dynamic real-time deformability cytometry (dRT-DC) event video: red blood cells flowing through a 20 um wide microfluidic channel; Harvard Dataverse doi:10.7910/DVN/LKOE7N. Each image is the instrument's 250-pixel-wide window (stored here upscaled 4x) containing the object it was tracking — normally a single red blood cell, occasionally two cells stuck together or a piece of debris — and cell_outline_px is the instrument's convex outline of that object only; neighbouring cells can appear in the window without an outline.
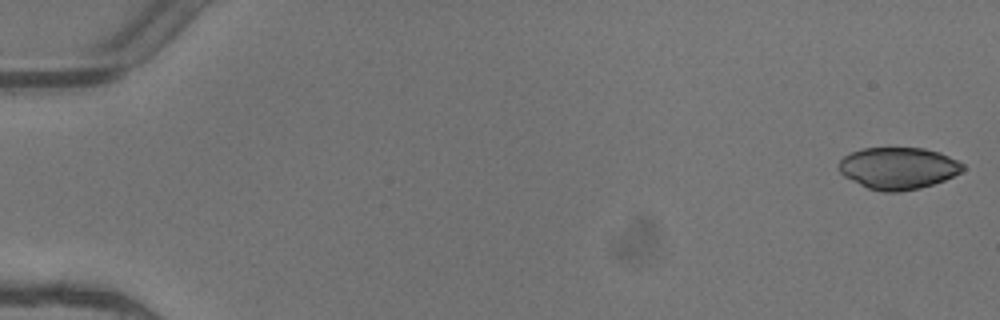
{"species": "common noctule bat (a hibernating species)", "species_latin": "Nyctalus noctula", "temperature_condition": "warm", "stored_images_in_passage": 5, "camera_frame_rate_fps": 3000, "um_per_image_px": 0.085, "animal": {"sex": "female"}, "frame": {"image": 1, "passage_image": 1, "time_ms": 0.0, "image_size_px": [1000, 320], "cell_outline_px": [[964, 168], [960, 172], [944, 180], [920, 188], [900, 192], [884, 192], [868, 188], [844, 176], [840, 172], [840, 160], [844, 156], [852, 152], [864, 148], [924, 148], [940, 152], [964, 164]], "centroid_in_image_um": [76.35, 14.29], "position_along_channel_um": 8.6, "area_um2": 30.0}}
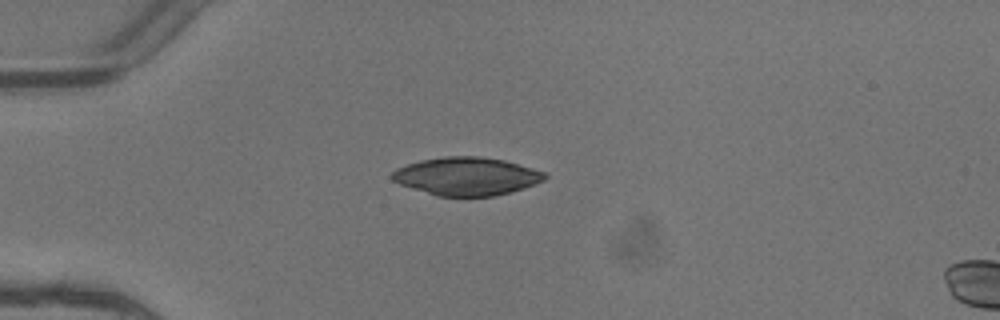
{"frame": {"image": 2, "passage_image": 4, "time_ms": 1.0, "image_size_px": [1000, 320], "cell_outline_px": [[548, 176], [544, 180], [536, 184], [512, 192], [496, 196], [436, 196], [400, 184], [392, 180], [388, 176], [396, 168], [420, 160], [444, 156], [480, 156], [504, 160], [532, 168], [544, 172]], "centroid_in_image_um": [39.65, 14.98], "position_along_channel_um": 45.3, "area_um2": 34.04}}